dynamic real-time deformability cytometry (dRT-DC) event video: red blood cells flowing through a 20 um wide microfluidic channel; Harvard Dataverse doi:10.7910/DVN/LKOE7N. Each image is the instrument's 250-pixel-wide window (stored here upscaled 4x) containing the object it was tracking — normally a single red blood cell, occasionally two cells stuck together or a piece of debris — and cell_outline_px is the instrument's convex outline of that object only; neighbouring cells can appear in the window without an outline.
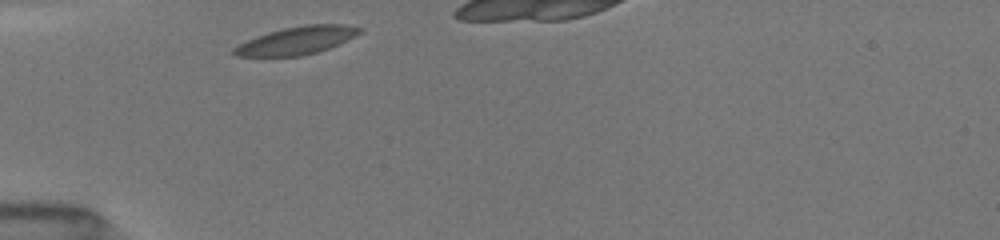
{"species": "common noctule bat (a hibernating species)", "species_latin": "Nyctalus noctula", "temperature_condition": "room temperature", "stored_images_in_passage": 35, "camera_frame_rate_fps": 3000, "um_per_image_px": 0.085, "animal": {"sex": "female", "body_mass_g": 19.5, "forearm_length_mm": 54.1}, "frame": {"image": 1, "passage_image": 1, "time_ms": 0.0, "image_size_px": [1000, 240], "cell_outline_px": [[364, 32], [356, 36], [328, 48], [316, 52], [300, 56], [236, 56], [232, 52], [232, 48], [256, 36], [268, 32], [284, 28], [304, 24], [348, 24], [364, 28]], "centroid_in_image_um": [25.28, 3.42], "position_along_channel_um": 59.7, "area_um2": 20.4}}
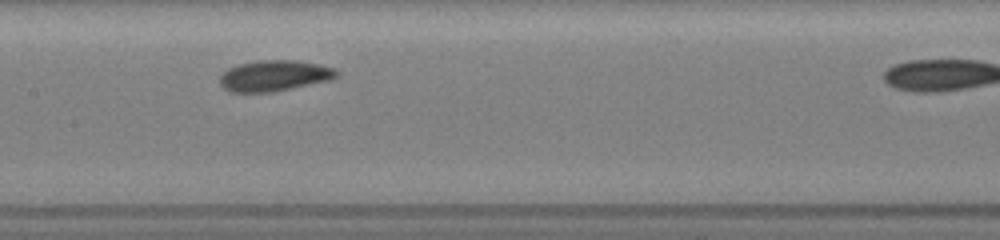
{"frame": {"image": 2, "passage_image": 13, "time_ms": 3.333, "image_size_px": [1000, 240], "cell_outline_px": [[340, 72], [336, 76], [328, 80], [276, 92], [228, 92], [220, 84], [220, 76], [228, 68], [240, 64], [260, 60], [296, 60], [320, 64], [336, 68]], "centroid_in_image_um": [23.33, 6.44], "position_along_channel_um": 184.1, "area_um2": 21.1}}
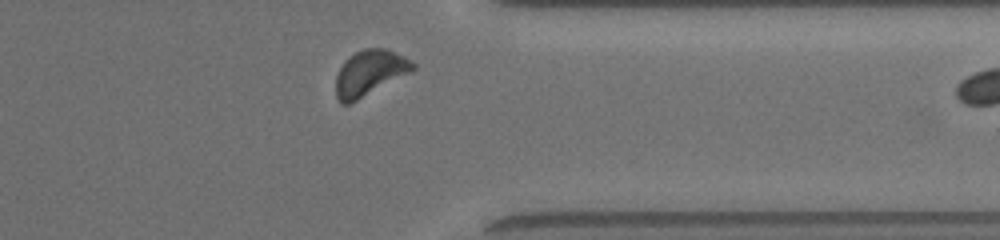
{"frame": {"image": 3, "passage_image": 33, "time_ms": 8.333, "image_size_px": [1000, 240], "cell_outline_px": [[416, 68], [356, 100], [348, 104], [340, 104], [336, 96], [336, 76], [340, 68], [348, 56], [364, 48], [388, 48], [404, 56], [416, 64]], "centroid_in_image_um": [31.4, 6.16], "position_along_channel_um": 380.0, "area_um2": 20.0}}